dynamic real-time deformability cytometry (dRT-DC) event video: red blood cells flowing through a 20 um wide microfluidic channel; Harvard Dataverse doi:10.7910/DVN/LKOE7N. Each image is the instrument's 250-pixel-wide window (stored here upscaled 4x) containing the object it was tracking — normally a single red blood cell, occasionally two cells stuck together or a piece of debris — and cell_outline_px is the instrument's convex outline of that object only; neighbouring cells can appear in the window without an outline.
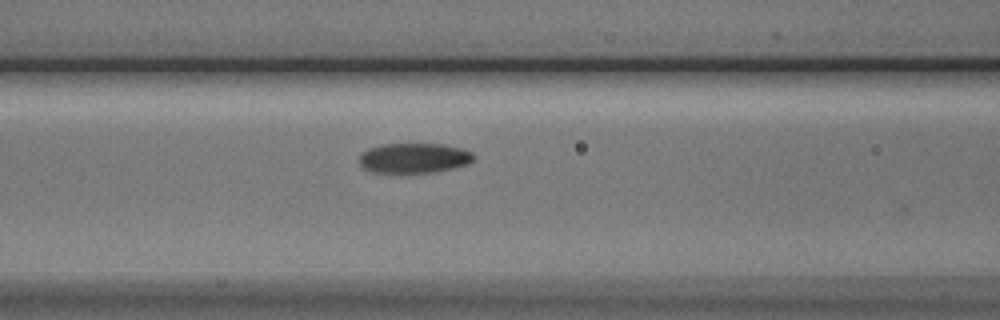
{"species": "Egyptian fruit bat (a non-hibernating species)", "species_latin": "Rousettus aegyptiacus", "temperature_condition": "cold", "stored_images_in_passage": 26, "camera_frame_rate_fps": 3000, "um_per_image_px": 0.085, "animal": {"sex": "male"}, "frame": {"image": 1, "passage_image": 5, "time_ms": 1.333, "image_size_px": [1000, 320], "cell_outline_px": [[476, 156], [468, 164], [452, 168], [432, 172], [372, 172], [364, 168], [360, 164], [360, 156], [368, 148], [380, 144], [444, 144], [460, 148], [472, 152]], "centroid_in_image_um": [35.2, 13.42], "position_along_channel_um": 131.4, "area_um2": 19.83}}
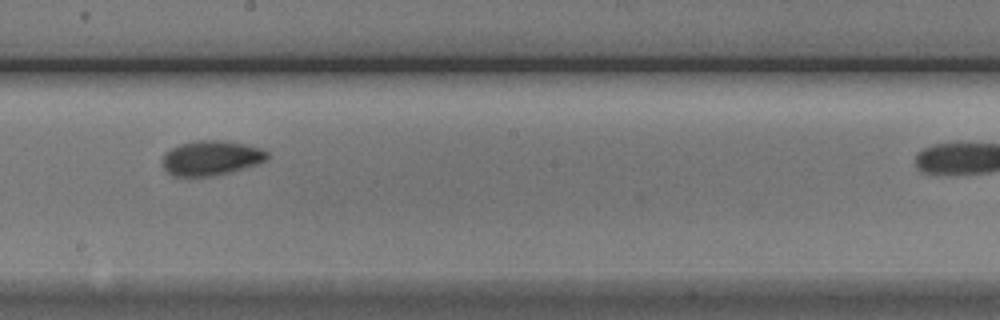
{"frame": {"image": 2, "passage_image": 13, "time_ms": 4.0, "image_size_px": [1000, 320], "cell_outline_px": [[268, 160], [244, 168], [212, 176], [172, 176], [164, 168], [164, 152], [180, 144], [196, 140], [224, 140], [244, 144], [260, 148], [268, 152]], "centroid_in_image_um": [17.95, 13.42], "position_along_channel_um": 230.2, "area_um2": 21.1}}
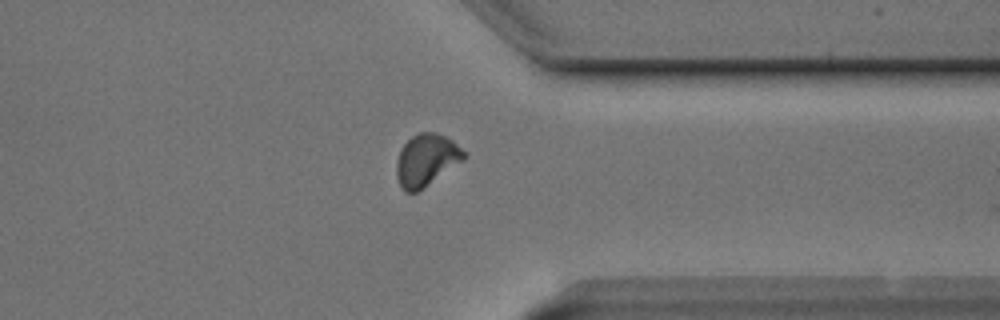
{"frame": {"image": 3, "passage_image": 25, "time_ms": 8.0, "image_size_px": [1000, 320], "cell_outline_px": [[468, 156], [464, 160], [416, 192], [404, 192], [400, 188], [396, 176], [396, 160], [400, 148], [412, 136], [420, 132], [436, 132], [452, 140], [468, 152]], "centroid_in_image_um": [36.24, 13.59], "position_along_channel_um": 375.2, "area_um2": 20.63}}